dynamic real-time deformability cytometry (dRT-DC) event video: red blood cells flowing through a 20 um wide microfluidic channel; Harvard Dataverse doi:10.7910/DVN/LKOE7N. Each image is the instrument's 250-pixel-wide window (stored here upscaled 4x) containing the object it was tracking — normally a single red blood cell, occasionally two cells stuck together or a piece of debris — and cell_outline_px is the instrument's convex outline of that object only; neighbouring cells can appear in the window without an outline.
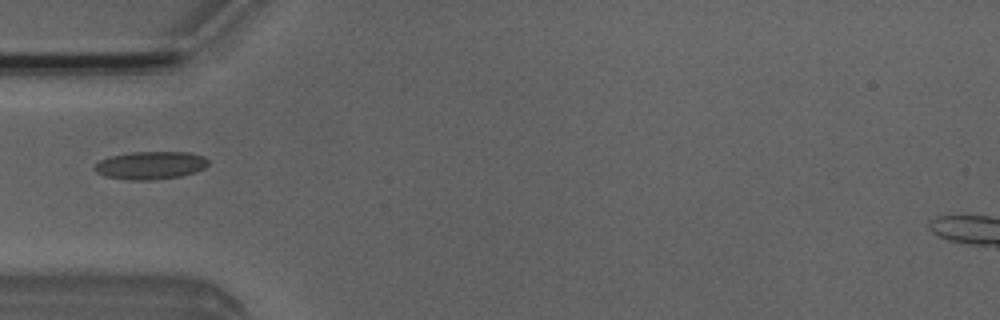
{"species": "Egyptian fruit bat (a non-hibernating species)", "species_latin": "Rousettus aegyptiacus", "temperature_condition": "room temperature", "stored_images_in_passage": 3, "camera_frame_rate_fps": 3000, "um_per_image_px": 0.085, "animal": {"sex": "male"}, "frame": {"image": 1, "passage_image": 2, "time_ms": 0.333, "image_size_px": [1000, 320], "cell_outline_px": [[208, 164], [204, 168], [196, 172], [180, 176], [156, 180], [128, 180], [104, 176], [96, 172], [92, 168], [100, 160], [108, 156], [132, 152], [188, 152], [204, 156], [208, 160]], "centroid_in_image_um": [12.77, 14.05], "position_along_channel_um": 72.2, "area_um2": 18.67}}